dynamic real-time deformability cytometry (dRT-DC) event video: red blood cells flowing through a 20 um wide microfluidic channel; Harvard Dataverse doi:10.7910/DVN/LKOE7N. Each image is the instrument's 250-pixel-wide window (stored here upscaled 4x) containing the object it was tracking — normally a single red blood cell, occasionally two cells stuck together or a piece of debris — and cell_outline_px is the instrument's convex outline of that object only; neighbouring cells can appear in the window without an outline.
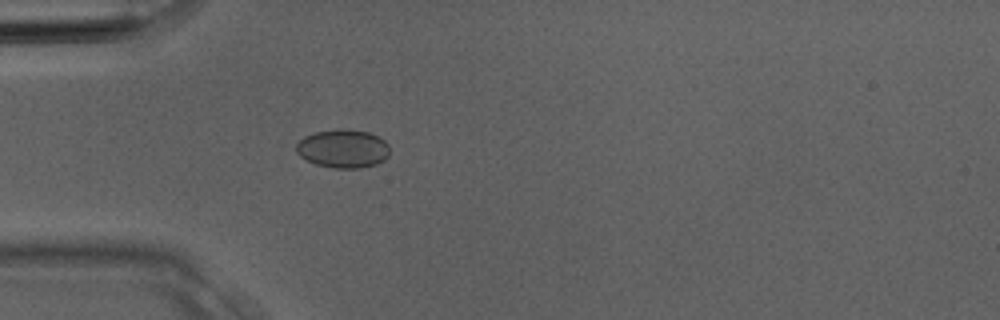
{"species": "Egyptian fruit bat (a non-hibernating species)", "species_latin": "Rousettus aegyptiacus", "temperature_condition": "room temperature", "stored_images_in_passage": 2, "camera_frame_rate_fps": 3000, "um_per_image_px": 0.085, "animal": {"sex": "male"}, "frame": {"image": 1, "passage_image": 2, "time_ms": 0.333, "image_size_px": [1000, 320], "cell_outline_px": [[388, 156], [384, 160], [376, 164], [360, 168], [332, 168], [316, 164], [300, 156], [296, 152], [296, 144], [304, 136], [316, 132], [340, 128], [368, 132], [380, 136], [388, 144]], "centroid_in_image_um": [29.16, 12.63], "position_along_channel_um": 55.8, "area_um2": 20.98}}